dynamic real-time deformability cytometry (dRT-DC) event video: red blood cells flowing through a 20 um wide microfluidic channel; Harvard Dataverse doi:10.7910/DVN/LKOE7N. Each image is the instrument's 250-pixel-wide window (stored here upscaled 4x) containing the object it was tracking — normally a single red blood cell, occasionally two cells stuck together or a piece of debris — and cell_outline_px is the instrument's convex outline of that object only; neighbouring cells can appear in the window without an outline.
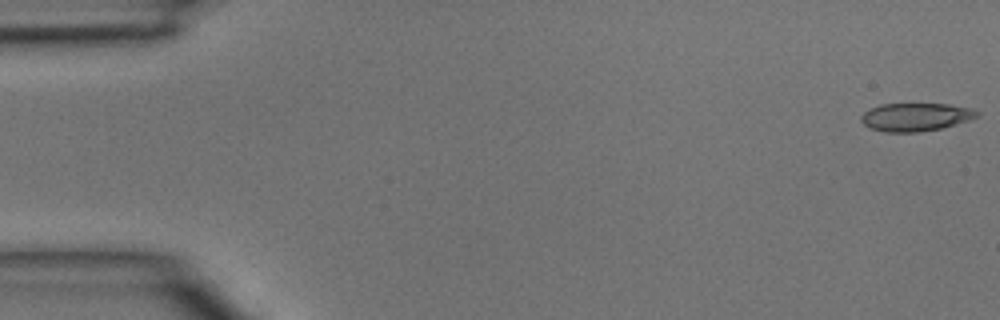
{"species": "common noctule bat (a hibernating species)", "species_latin": "Nyctalus noctula", "temperature_condition": "room temperature", "stored_images_in_passage": 4, "segment_of_instrument_passage": [2, 2], "camera_frame_rate_fps": 3000, "um_per_image_px": 0.085, "animal": {"sex": "male", "body_mass_g": 15.6}, "frame": {"image": 1, "passage_image": 4, "time_ms": 1.0, "image_size_px": [1000, 320], "cell_outline_px": [[980, 116], [968, 120], [940, 128], [920, 132], [884, 132], [868, 128], [860, 120], [860, 116], [864, 112], [880, 104], [948, 104], [968, 108], [980, 112]], "centroid_in_image_um": [77.79, 9.95], "position_along_channel_um": 7.2, "area_um2": 18.9}}